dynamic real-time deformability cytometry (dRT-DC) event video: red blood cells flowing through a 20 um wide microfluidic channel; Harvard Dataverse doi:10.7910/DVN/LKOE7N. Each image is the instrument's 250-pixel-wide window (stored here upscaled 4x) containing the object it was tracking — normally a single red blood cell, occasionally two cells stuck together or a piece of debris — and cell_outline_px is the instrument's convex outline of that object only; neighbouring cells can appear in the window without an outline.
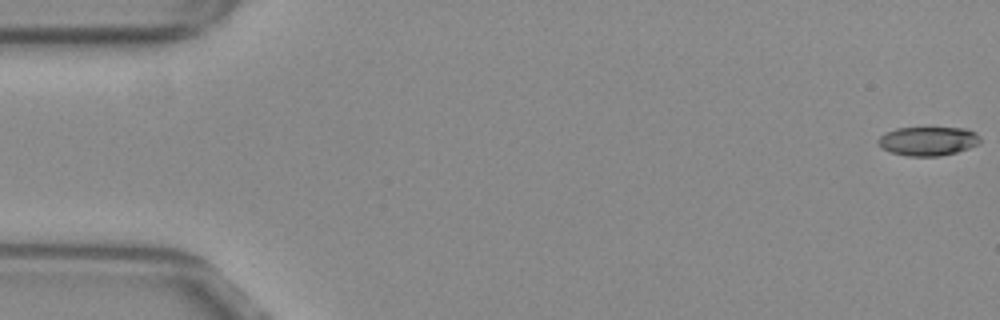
{"species": "common noctule bat (a hibernating species)", "species_latin": "Nyctalus noctula", "temperature_condition": "warm", "stored_images_in_passage": 49, "camera_frame_rate_fps": 3000, "um_per_image_px": 0.085, "animal": {"sex": "female", "body_mass_g": 29.2, "forearm_length_mm": 56.3}, "frame": {"image": 1, "passage_image": 1, "time_ms": 0.0, "image_size_px": [1000, 320], "cell_outline_px": [[980, 140], [976, 144], [968, 148], [956, 152], [940, 156], [908, 156], [892, 152], [884, 148], [876, 140], [884, 132], [896, 128], [968, 128], [976, 132], [980, 136]], "centroid_in_image_um": [78.89, 11.98], "position_along_channel_um": 6.1, "area_um2": 17.11}}
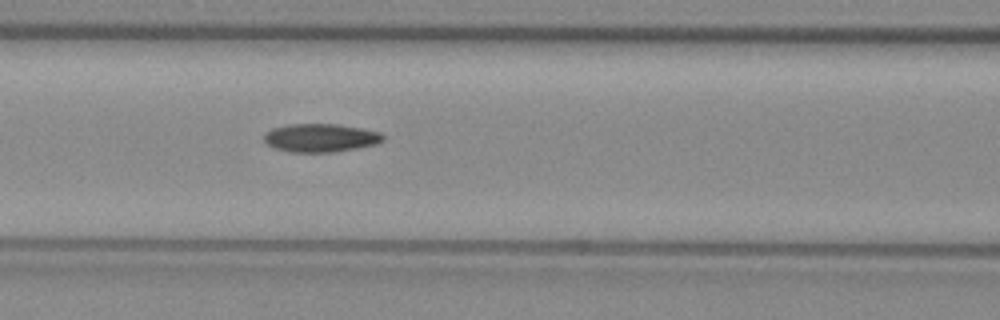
{"frame": {"image": 2, "passage_image": 23, "time_ms": 7.333, "image_size_px": [1000, 320], "cell_outline_px": [[384, 140], [376, 144], [356, 148], [332, 152], [292, 152], [276, 148], [268, 144], [264, 140], [264, 132], [272, 128], [288, 124], [336, 124], [360, 128], [380, 132], [384, 136]], "centroid_in_image_um": [27.23, 11.71], "position_along_channel_um": 139.4, "area_um2": 19.54}}
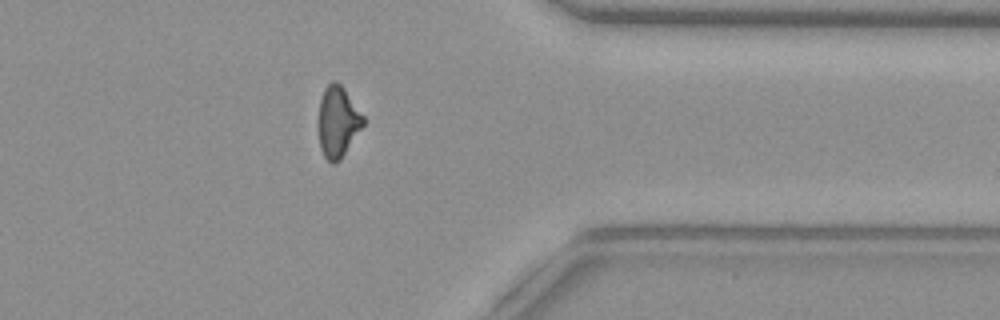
{"frame": {"image": 3, "passage_image": 43, "time_ms": 14.0, "image_size_px": [1000, 320], "cell_outline_px": [[364, 124], [340, 160], [332, 164], [324, 156], [320, 148], [320, 100], [324, 88], [332, 80], [336, 80], [344, 88], [364, 116]], "centroid_in_image_um": [28.73, 10.33], "position_along_channel_um": 382.7, "area_um2": 18.15}}